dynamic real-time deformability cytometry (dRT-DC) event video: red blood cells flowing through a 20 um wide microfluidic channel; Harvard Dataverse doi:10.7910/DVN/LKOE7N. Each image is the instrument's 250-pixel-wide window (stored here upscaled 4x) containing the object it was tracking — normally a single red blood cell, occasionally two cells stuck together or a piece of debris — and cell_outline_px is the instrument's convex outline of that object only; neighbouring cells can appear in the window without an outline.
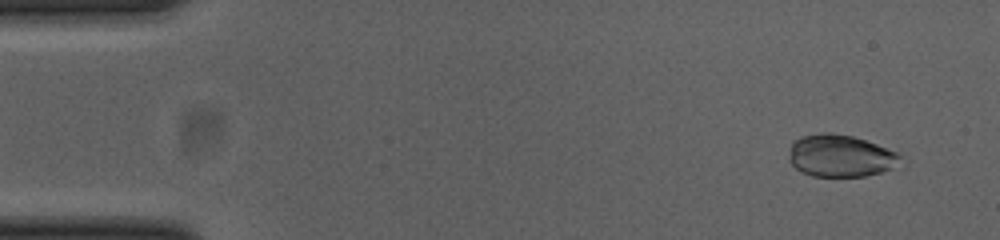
{"species": "common noctule bat (a hibernating species)", "species_latin": "Nyctalus noctula", "temperature_condition": "cold", "stored_images_in_passage": 53, "camera_frame_rate_fps": 3000, "um_per_image_px": 0.085, "animal": {"sex": "female", "body_mass_g": 23.0, "forearm_length_mm": 53.4}, "frame": {"image": 1, "passage_image": 4, "time_ms": 1.0, "image_size_px": [1000, 240], "cell_outline_px": [[904, 168], [864, 176], [812, 176], [800, 172], [788, 160], [792, 140], [800, 136], [820, 132], [832, 132], [852, 136], [876, 144], [896, 152], [900, 156]], "centroid_in_image_um": [71.47, 13.25], "position_along_channel_um": 13.5, "area_um2": 28.03}}
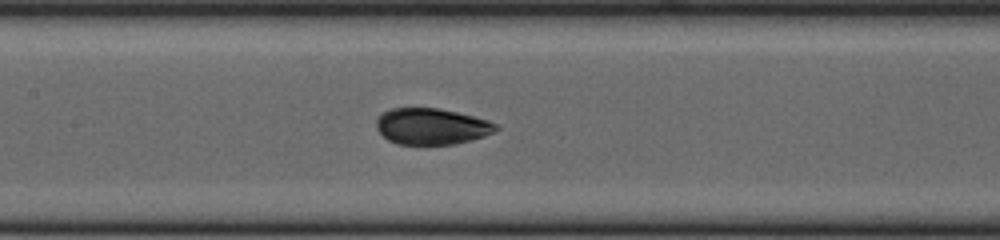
{"frame": {"image": 2, "passage_image": 25, "time_ms": 8.0, "image_size_px": [1000, 240], "cell_outline_px": [[500, 128], [484, 136], [472, 140], [452, 144], [396, 144], [388, 140], [376, 128], [376, 120], [380, 112], [388, 108], [440, 108], [488, 120], [500, 124]], "centroid_in_image_um": [36.67, 10.73], "position_along_channel_um": 170.7, "area_um2": 25.43}}
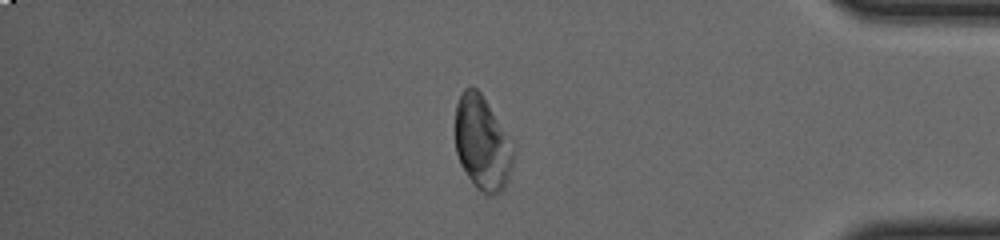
{"frame": {"image": 3, "passage_image": 45, "time_ms": 14.667, "image_size_px": [1000, 240], "cell_outline_px": [[516, 152], [508, 180], [496, 192], [484, 192], [468, 176], [460, 164], [456, 152], [456, 104], [460, 92], [464, 88], [476, 88], [480, 92], [516, 144]], "centroid_in_image_um": [41.03, 12.08], "position_along_channel_um": 394.2, "area_um2": 31.67}}